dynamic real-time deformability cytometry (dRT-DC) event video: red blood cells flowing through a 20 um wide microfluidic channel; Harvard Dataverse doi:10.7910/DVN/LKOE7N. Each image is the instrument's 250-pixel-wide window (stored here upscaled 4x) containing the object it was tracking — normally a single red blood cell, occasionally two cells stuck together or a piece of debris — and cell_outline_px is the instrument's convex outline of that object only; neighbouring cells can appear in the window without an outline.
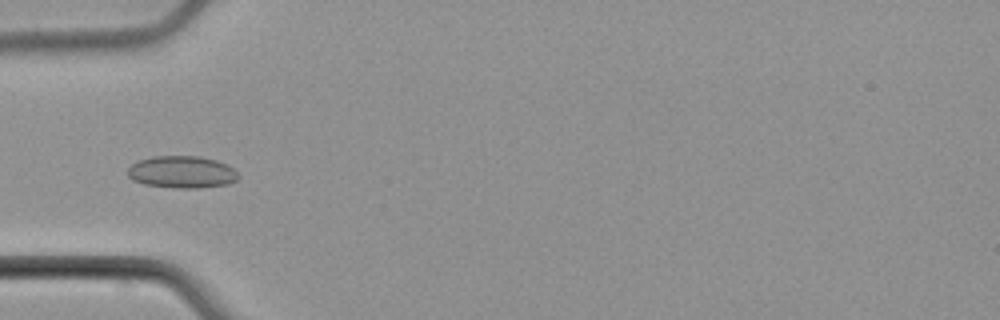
{"species": "common noctule bat (a hibernating species)", "species_latin": "Nyctalus noctula", "temperature_condition": "cold", "stored_images_in_passage": 7, "camera_frame_rate_fps": 3000, "um_per_image_px": 0.085, "animal": {"sex": "male", "body_mass_g": 21.5, "forearm_length_mm": 52.0}, "frame": {"image": 1, "passage_image": 5, "time_ms": 6.0, "image_size_px": [1000, 320], "cell_outline_px": [[240, 176], [236, 180], [228, 184], [200, 188], [176, 188], [144, 184], [132, 180], [128, 176], [128, 168], [136, 160], [152, 156], [200, 156], [216, 160], [228, 164]], "centroid_in_image_um": [15.45, 14.62], "position_along_channel_um": 69.6, "area_um2": 20.92}}
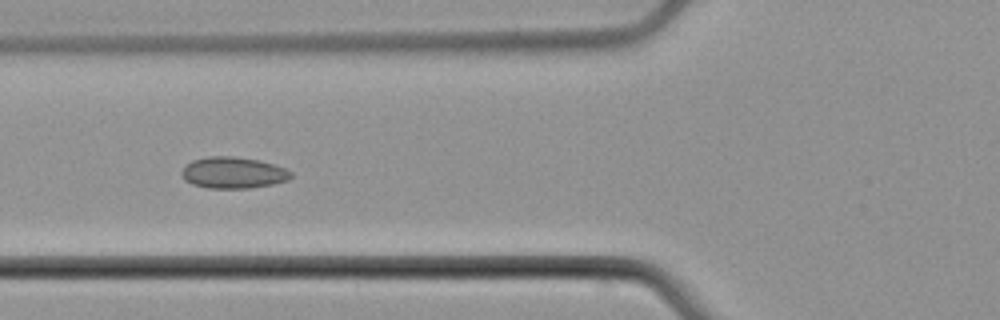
{"frame": {"image": 2, "passage_image": 6, "time_ms": 7.0, "image_size_px": [1000, 320], "cell_outline_px": [[292, 176], [288, 180], [272, 184], [248, 188], [208, 188], [192, 184], [184, 180], [180, 172], [192, 160], [208, 156], [232, 156], [256, 160], [272, 164], [284, 168], [292, 172]], "centroid_in_image_um": [19.8, 14.68], "position_along_channel_um": 106.0, "area_um2": 19.83}}
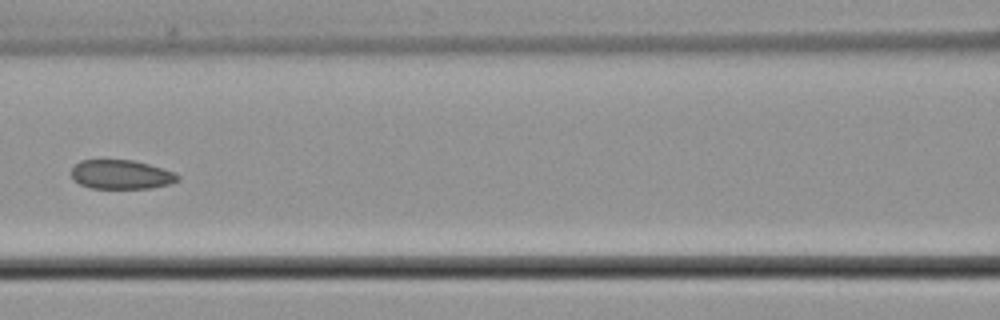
{"frame": {"image": 3, "passage_image": 7, "time_ms": 8.333, "image_size_px": [1000, 320], "cell_outline_px": [[180, 180], [168, 184], [152, 188], [92, 188], [80, 184], [72, 180], [72, 168], [80, 160], [132, 160], [164, 168], [176, 172], [180, 176]], "centroid_in_image_um": [10.33, 14.83], "position_along_channel_um": 156.3, "area_um2": 18.15}}